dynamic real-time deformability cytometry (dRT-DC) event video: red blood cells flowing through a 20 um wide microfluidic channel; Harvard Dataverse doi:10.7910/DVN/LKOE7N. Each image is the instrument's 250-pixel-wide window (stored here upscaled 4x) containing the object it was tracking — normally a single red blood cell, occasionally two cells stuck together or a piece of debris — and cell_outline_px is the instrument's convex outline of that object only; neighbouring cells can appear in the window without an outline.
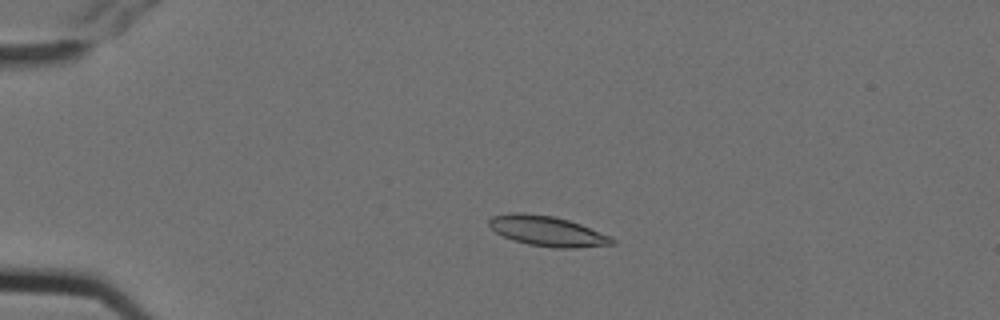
{"species": "Egyptian fruit bat (a non-hibernating species)", "species_latin": "Rousettus aegyptiacus", "temperature_condition": "cold", "stored_images_in_passage": 6, "camera_frame_rate_fps": 3000, "um_per_image_px": 0.085, "animal": {"sex": "female"}, "frame": {"image": 1, "passage_image": 4, "time_ms": 1.0, "image_size_px": [1000, 320], "cell_outline_px": [[616, 244], [576, 248], [552, 248], [528, 244], [512, 240], [496, 232], [488, 224], [488, 220], [492, 216], [512, 212], [524, 212], [552, 216], [568, 220], [580, 224], [612, 236], [616, 240]], "centroid_in_image_um": [46.54, 19.64], "position_along_channel_um": 38.5, "area_um2": 21.79}}
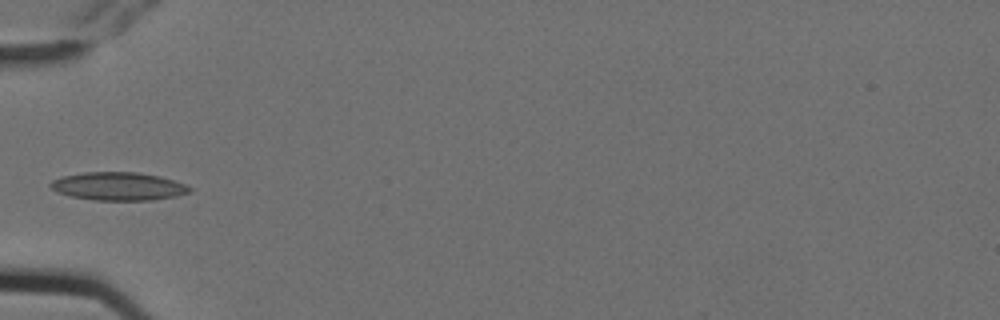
{"frame": {"image": 2, "passage_image": 6, "time_ms": 1.667, "image_size_px": [1000, 320], "cell_outline_px": [[192, 192], [176, 196], [152, 200], [92, 200], [72, 196], [56, 192], [48, 184], [52, 180], [60, 176], [84, 172], [136, 172], [160, 176], [184, 184], [192, 188]], "centroid_in_image_um": [10.04, 15.83], "position_along_channel_um": 75.0, "area_um2": 22.89}}